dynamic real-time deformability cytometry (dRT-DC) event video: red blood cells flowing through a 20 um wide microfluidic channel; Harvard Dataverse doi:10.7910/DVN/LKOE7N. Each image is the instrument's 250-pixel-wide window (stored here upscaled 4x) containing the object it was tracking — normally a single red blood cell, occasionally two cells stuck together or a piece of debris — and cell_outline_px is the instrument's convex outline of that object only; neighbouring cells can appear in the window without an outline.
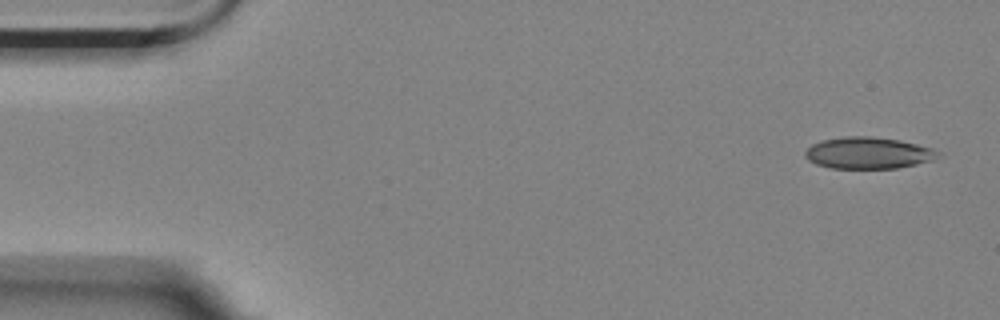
{"species": "Egyptian fruit bat (a non-hibernating species)", "species_latin": "Rousettus aegyptiacus", "temperature_condition": "room temperature", "stored_images_in_passage": 6, "camera_frame_rate_fps": 3000, "um_per_image_px": 0.085, "animal": {"sex": "female"}, "frame": {"image": 1, "passage_image": 1, "time_ms": 0.0, "image_size_px": [1000, 320], "cell_outline_px": [[944, 156], [932, 160], [900, 168], [832, 168], [816, 164], [808, 160], [804, 156], [804, 152], [812, 144], [824, 140], [844, 136], [872, 136], [900, 140], [932, 148], [944, 152]], "centroid_in_image_um": [73.86, 13.0], "position_along_channel_um": 11.1, "area_um2": 24.74}}
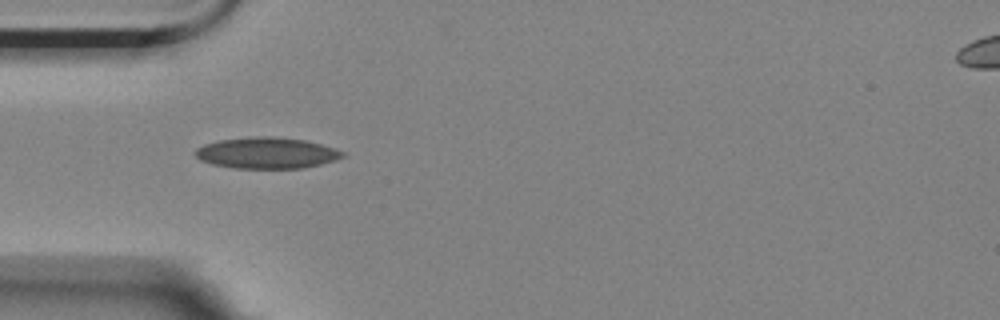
{"frame": {"image": 2, "passage_image": 5, "time_ms": 1.333, "image_size_px": [1000, 320], "cell_outline_px": [[348, 156], [336, 160], [320, 164], [300, 168], [236, 168], [212, 164], [200, 160], [192, 152], [196, 148], [204, 144], [220, 140], [256, 136], [276, 136], [304, 140], [336, 148], [344, 152]], "centroid_in_image_um": [22.68, 12.99], "position_along_channel_um": 62.3, "area_um2": 26.88}}
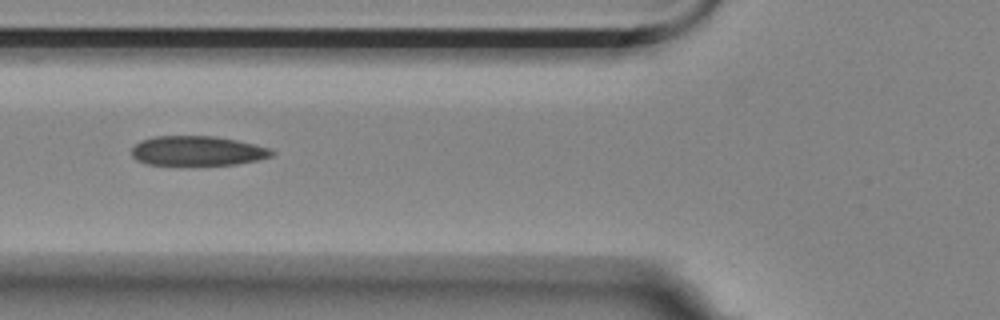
{"frame": {"image": 3, "passage_image": 6, "time_ms": 1.667, "image_size_px": [1000, 320], "cell_outline_px": [[276, 152], [272, 156], [256, 160], [236, 164], [148, 164], [136, 160], [132, 156], [132, 148], [140, 140], [156, 136], [216, 136], [256, 144], [268, 148]], "centroid_in_image_um": [16.78, 12.81], "position_along_channel_um": 109.0, "area_um2": 23.99}}